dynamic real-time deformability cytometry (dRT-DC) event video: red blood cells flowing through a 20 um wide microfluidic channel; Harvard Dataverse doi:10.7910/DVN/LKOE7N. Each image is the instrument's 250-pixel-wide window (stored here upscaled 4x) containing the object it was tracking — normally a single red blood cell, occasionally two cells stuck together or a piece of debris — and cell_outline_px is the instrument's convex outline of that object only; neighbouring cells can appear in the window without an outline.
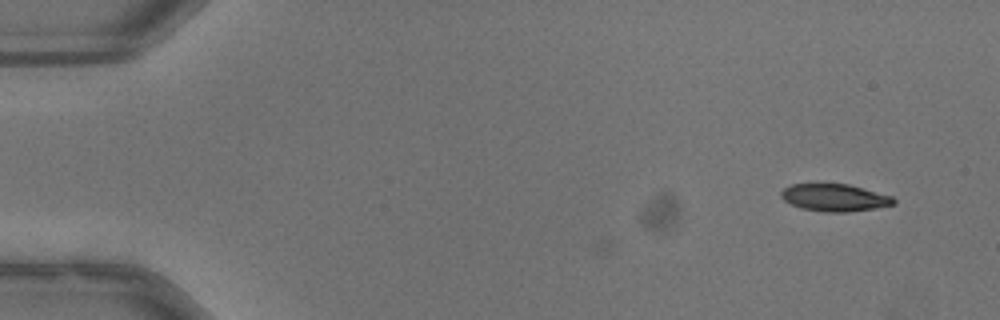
{"species": "common noctule bat (a hibernating species)", "species_latin": "Nyctalus noctula", "temperature_condition": "warm", "stored_images_in_passage": 50, "camera_frame_rate_fps": 3000, "um_per_image_px": 0.085, "animal": {"sex": "male", "body_mass_g": 13.3}, "frame": {"image": 1, "passage_image": 1, "time_ms": 0.0, "image_size_px": [1000, 320], "cell_outline_px": [[896, 204], [876, 208], [848, 212], [824, 212], [800, 208], [784, 200], [780, 196], [780, 192], [784, 188], [792, 184], [848, 184], [892, 196], [896, 200]], "centroid_in_image_um": [70.95, 16.8], "position_along_channel_um": 14.1, "area_um2": 17.92}}
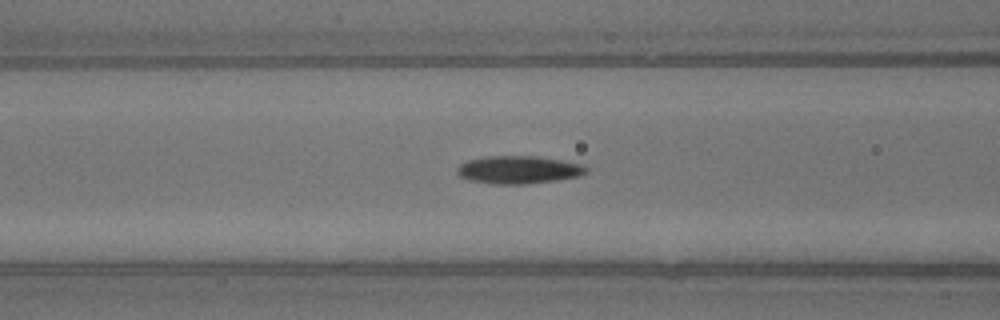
{"frame": {"image": 2, "passage_image": 19, "time_ms": 6.0, "image_size_px": [1000, 320], "cell_outline_px": [[588, 172], [580, 176], [556, 180], [528, 184], [496, 184], [472, 180], [460, 176], [456, 172], [456, 168], [460, 164], [468, 160], [484, 156], [536, 156], [584, 164], [588, 168]], "centroid_in_image_um": [44.11, 14.42], "position_along_channel_um": 122.5, "area_um2": 20.98}}
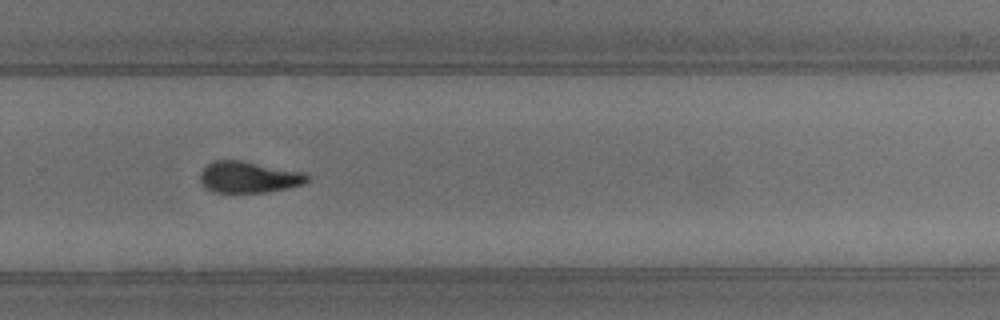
{"frame": {"image": 3, "passage_image": 33, "time_ms": 10.667, "image_size_px": [1000, 320], "cell_outline_px": [[308, 180], [304, 184], [288, 188], [264, 192], [216, 192], [208, 188], [200, 180], [200, 172], [212, 160], [244, 160], [304, 172], [308, 176]], "centroid_in_image_um": [21.16, 15.03], "position_along_channel_um": 308.6, "area_um2": 19.54}}